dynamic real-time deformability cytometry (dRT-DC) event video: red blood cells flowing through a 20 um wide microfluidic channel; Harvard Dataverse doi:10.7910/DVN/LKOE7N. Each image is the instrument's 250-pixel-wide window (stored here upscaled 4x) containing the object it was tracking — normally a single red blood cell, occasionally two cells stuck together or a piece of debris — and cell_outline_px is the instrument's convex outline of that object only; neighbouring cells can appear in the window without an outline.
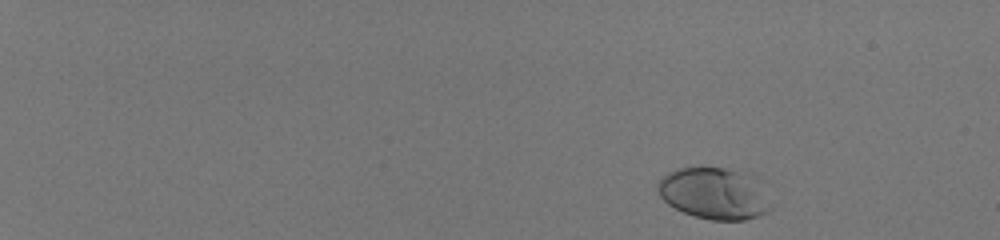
{"species": "human", "species_latin": "Homo sapiens", "temperature_condition": "room temperature", "stored_images_in_passage": 15, "camera_frame_rate_fps": 3000, "um_per_image_px": 0.085, "donor": {"sex": "male"}, "frame": {"image": 1, "passage_image": 3, "time_ms": 0.667, "image_size_px": [1000, 240], "cell_outline_px": [[776, 204], [768, 212], [744, 220], [712, 220], [696, 216], [684, 212], [668, 204], [660, 196], [656, 188], [656, 184], [668, 172], [676, 168], [740, 168], [752, 172], [760, 176]], "centroid_in_image_um": [60.88, 16.4], "position_along_channel_um": 24.1, "area_um2": 35.55}}